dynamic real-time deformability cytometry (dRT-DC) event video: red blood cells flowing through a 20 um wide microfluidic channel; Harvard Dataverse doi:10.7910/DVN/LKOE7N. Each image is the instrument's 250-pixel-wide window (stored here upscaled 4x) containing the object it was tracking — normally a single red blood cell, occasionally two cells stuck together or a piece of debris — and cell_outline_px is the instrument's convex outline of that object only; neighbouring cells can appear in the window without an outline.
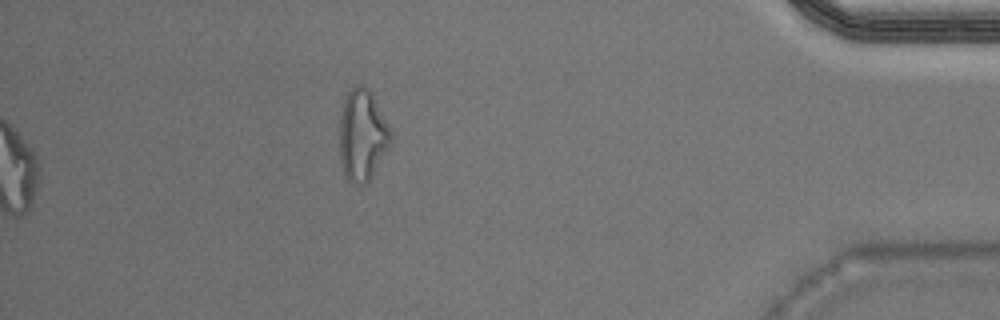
{"species": "Egyptian fruit bat (a non-hibernating species)", "species_latin": "Rousettus aegyptiacus", "temperature_condition": "warm", "stored_images_in_passage": 41, "camera_frame_rate_fps": 3000, "um_per_image_px": 0.085, "animal": {"sex": "male"}, "frame": {"image": 1, "passage_image": 41, "time_ms": 13.333, "image_size_px": [1000, 320], "cell_outline_px": [[392, 144], [372, 176], [364, 184], [352, 184], [348, 180], [344, 172], [340, 160], [340, 116], [344, 100], [348, 92], [356, 84], [360, 84], [368, 88], [388, 124], [392, 132]], "centroid_in_image_um": [30.81, 11.51], "position_along_channel_um": 404.4, "area_um2": 27.22}}